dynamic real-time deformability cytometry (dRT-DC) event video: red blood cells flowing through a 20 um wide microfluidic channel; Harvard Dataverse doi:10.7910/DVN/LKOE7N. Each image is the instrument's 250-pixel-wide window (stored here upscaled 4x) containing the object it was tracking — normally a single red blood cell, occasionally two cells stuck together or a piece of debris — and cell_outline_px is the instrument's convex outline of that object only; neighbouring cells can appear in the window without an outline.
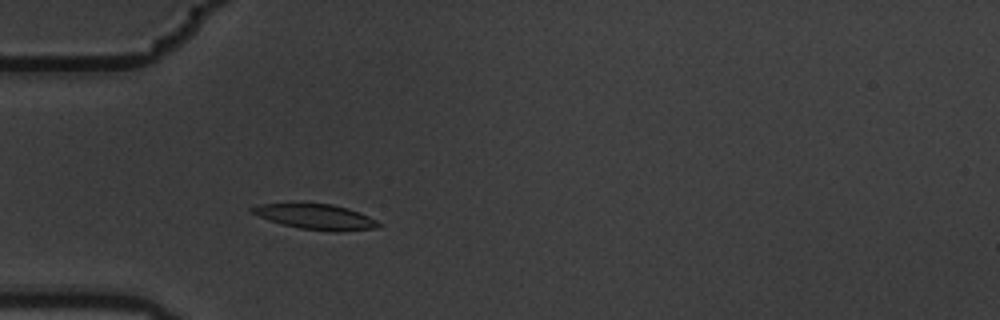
{"species": "common noctule bat (a hibernating species)", "species_latin": "Nyctalus noctula", "temperature_condition": "warm", "stored_images_in_passage": 3, "camera_frame_rate_fps": 3000, "um_per_image_px": 0.085, "animal": {"sex": "male", "body_mass_g": 19.5, "forearm_length_mm": 54.6}, "frame": {"image": 1, "passage_image": 3, "time_ms": 0.667, "image_size_px": [1000, 320], "cell_outline_px": [[384, 224], [380, 228], [340, 232], [328, 232], [300, 228], [268, 220], [248, 212], [248, 208], [260, 204], [332, 204], [348, 208], [368, 216]], "centroid_in_image_um": [26.88, 18.45], "position_along_channel_um": 58.1, "area_um2": 18.79}}